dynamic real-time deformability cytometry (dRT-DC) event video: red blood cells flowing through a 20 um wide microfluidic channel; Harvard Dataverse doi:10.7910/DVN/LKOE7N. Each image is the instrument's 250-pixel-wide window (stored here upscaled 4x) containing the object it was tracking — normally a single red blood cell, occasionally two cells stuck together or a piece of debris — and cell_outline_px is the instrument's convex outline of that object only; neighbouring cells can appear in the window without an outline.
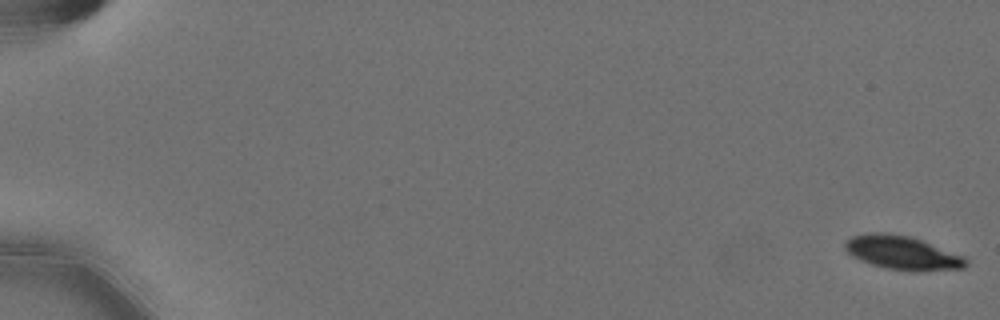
{"species": "Egyptian fruit bat (a non-hibernating species)", "species_latin": "Rousettus aegyptiacus", "temperature_condition": "cold", "stored_images_in_passage": 18, "camera_frame_rate_fps": 3000, "um_per_image_px": 0.085, "animal": {"sex": "female"}, "frame": {"image": 1, "passage_image": 1, "time_ms": 0.0, "image_size_px": [1000, 320], "cell_outline_px": [[968, 264], [964, 268], [888, 268], [872, 264], [860, 260], [852, 256], [844, 248], [844, 244], [852, 236], [868, 232], [884, 232], [908, 236], [920, 240], [964, 256], [968, 260]], "centroid_in_image_um": [76.62, 21.42], "position_along_channel_um": 8.4, "area_um2": 22.54}}
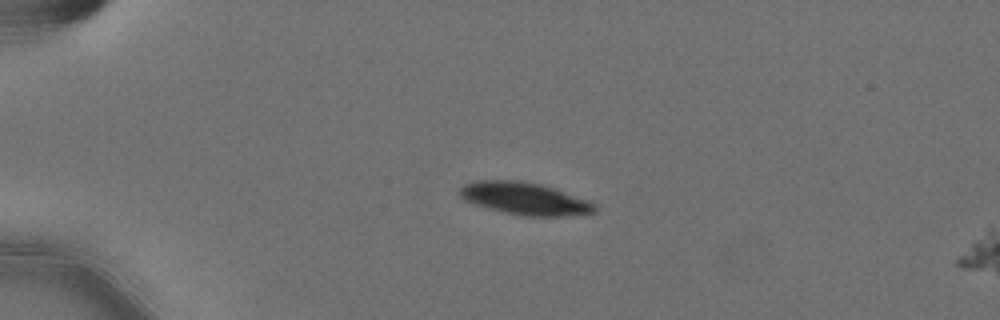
{"frame": {"image": 2, "passage_image": 15, "time_ms": 4.667, "image_size_px": [1000, 320], "cell_outline_px": [[596, 212], [564, 216], [520, 216], [488, 208], [464, 200], [460, 196], [460, 188], [464, 184], [476, 180], [520, 180], [540, 184], [588, 200], [596, 208]], "centroid_in_image_um": [44.56, 16.88], "position_along_channel_um": 40.4, "area_um2": 25.2}}